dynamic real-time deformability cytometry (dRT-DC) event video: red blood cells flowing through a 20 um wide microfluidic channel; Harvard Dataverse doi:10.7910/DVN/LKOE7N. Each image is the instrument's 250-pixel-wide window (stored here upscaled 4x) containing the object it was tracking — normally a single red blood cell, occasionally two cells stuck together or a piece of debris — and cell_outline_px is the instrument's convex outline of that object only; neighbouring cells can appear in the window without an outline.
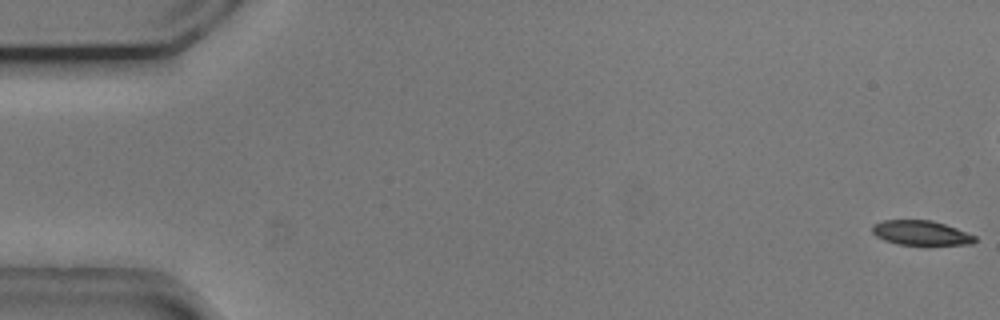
{"species": "common noctule bat (a hibernating species)", "species_latin": "Nyctalus noctula", "temperature_condition": "cold", "stored_images_in_passage": 45, "camera_frame_rate_fps": 3000, "um_per_image_px": 0.085, "animal": {"sex": "male", "body_mass_g": 20.5, "forearm_length_mm": 52.5}, "frame": {"image": 1, "passage_image": 1, "time_ms": 0.0, "image_size_px": [1000, 320], "cell_outline_px": [[976, 240], [972, 244], [928, 248], [896, 244], [884, 240], [876, 236], [872, 232], [872, 224], [884, 220], [932, 220], [956, 228], [976, 236]], "centroid_in_image_um": [78.32, 19.86], "position_along_channel_um": 6.7, "area_um2": 15.66}}
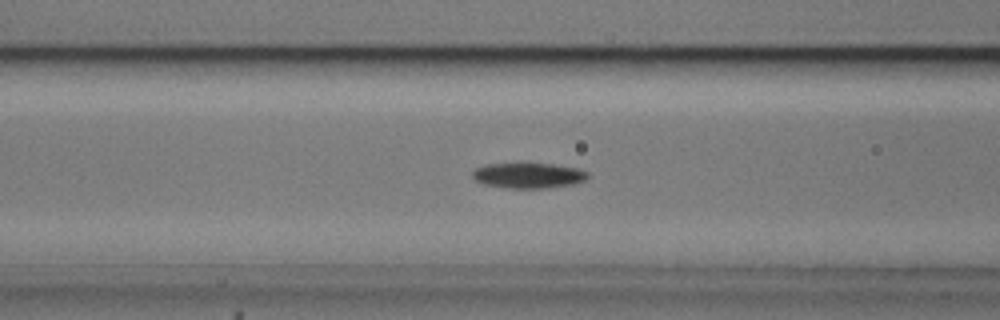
{"frame": {"image": 2, "passage_image": 22, "time_ms": 7.0, "image_size_px": [1000, 320], "cell_outline_px": [[588, 176], [584, 180], [572, 184], [544, 188], [508, 188], [484, 184], [476, 180], [472, 176], [472, 172], [476, 168], [484, 164], [520, 160], [552, 164], [576, 168], [588, 172]], "centroid_in_image_um": [44.84, 14.86], "position_along_channel_um": 121.8, "area_um2": 17.74}}
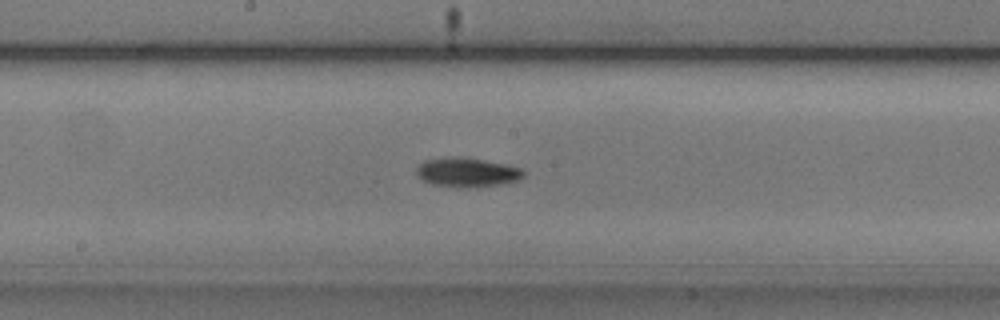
{"frame": {"image": 3, "passage_image": 29, "time_ms": 9.333, "image_size_px": [1000, 320], "cell_outline_px": [[524, 176], [516, 180], [500, 184], [476, 188], [456, 188], [432, 184], [424, 180], [416, 172], [416, 168], [424, 160], [448, 156], [460, 156], [484, 160], [504, 164], [520, 168], [524, 172]], "centroid_in_image_um": [39.67, 14.65], "position_along_channel_um": 208.5, "area_um2": 18.38}}